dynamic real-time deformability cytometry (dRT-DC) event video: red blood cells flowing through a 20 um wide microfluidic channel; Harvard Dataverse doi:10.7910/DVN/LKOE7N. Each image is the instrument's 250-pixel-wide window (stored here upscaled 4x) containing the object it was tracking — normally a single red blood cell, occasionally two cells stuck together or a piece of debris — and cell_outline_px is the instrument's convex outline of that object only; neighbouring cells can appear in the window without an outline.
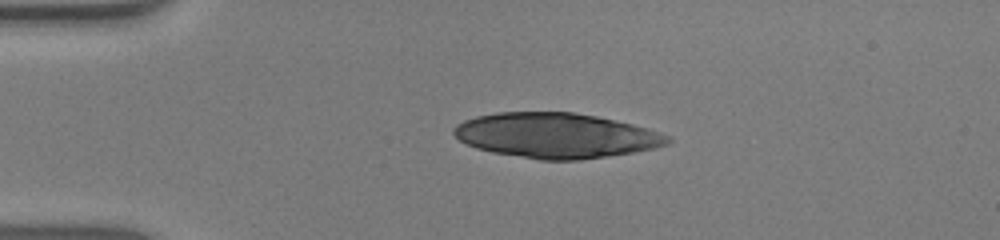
{"species": "human", "species_latin": "Homo sapiens", "temperature_condition": "warm", "stored_images_in_passage": 42, "camera_frame_rate_fps": 3000, "um_per_image_px": 0.085, "donor": {"sex": "male"}, "frame": {"image": 1, "passage_image": 1, "time_ms": 0.0, "image_size_px": [1000, 240], "cell_outline_px": [[672, 140], [668, 144], [656, 148], [632, 152], [580, 160], [540, 160], [492, 152], [476, 148], [460, 140], [452, 132], [452, 128], [456, 124], [464, 120], [476, 116], [496, 112], [572, 112], [596, 116], [632, 124], [648, 128], [668, 136]], "centroid_in_image_um": [47.24, 11.51], "position_along_channel_um": 37.8, "area_um2": 56.07}}